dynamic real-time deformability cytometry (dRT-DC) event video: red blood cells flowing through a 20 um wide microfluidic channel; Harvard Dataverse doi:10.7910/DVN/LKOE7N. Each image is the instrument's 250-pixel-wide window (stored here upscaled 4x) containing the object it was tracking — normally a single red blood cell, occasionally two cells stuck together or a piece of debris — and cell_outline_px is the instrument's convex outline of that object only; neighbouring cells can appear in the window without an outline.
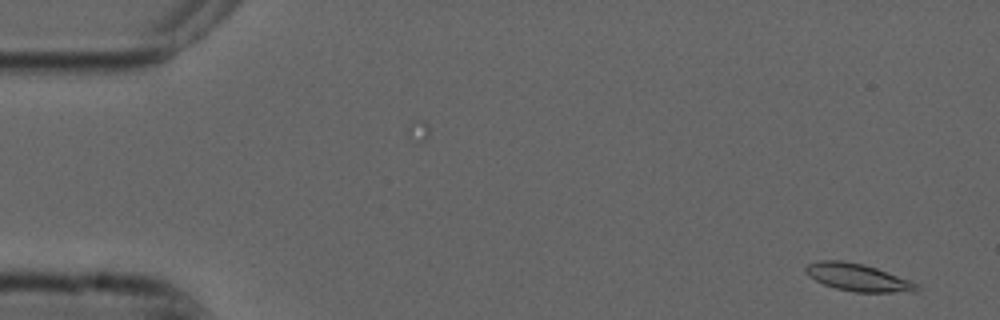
{"species": "common noctule bat (a hibernating species)", "species_latin": "Nyctalus noctula", "temperature_condition": "cold", "stored_images_in_passage": 54, "camera_frame_rate_fps": 3000, "um_per_image_px": 0.085, "animal": {"sex": "male", "forearm_length_mm": 52.5}, "frame": {"image": 1, "passage_image": 2, "time_ms": 0.333, "image_size_px": [1000, 320], "cell_outline_px": [[920, 288], [916, 292], [856, 292], [836, 288], [824, 284], [808, 276], [804, 272], [804, 268], [808, 264], [820, 260], [840, 260], [864, 264], [876, 268], [920, 284]], "centroid_in_image_um": [72.92, 23.58], "position_along_channel_um": 12.1, "area_um2": 17.74}}
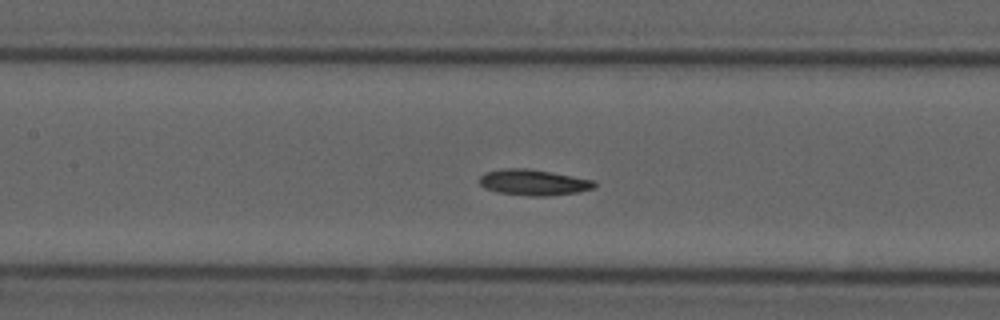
{"frame": {"image": 2, "passage_image": 24, "time_ms": 7.667, "image_size_px": [1000, 320], "cell_outline_px": [[596, 184], [592, 188], [576, 192], [548, 196], [528, 196], [496, 192], [484, 188], [480, 184], [480, 176], [484, 172], [504, 168], [528, 168], [552, 172], [596, 180]], "centroid_in_image_um": [45.32, 15.5], "position_along_channel_um": 162.1, "area_um2": 17.46}}
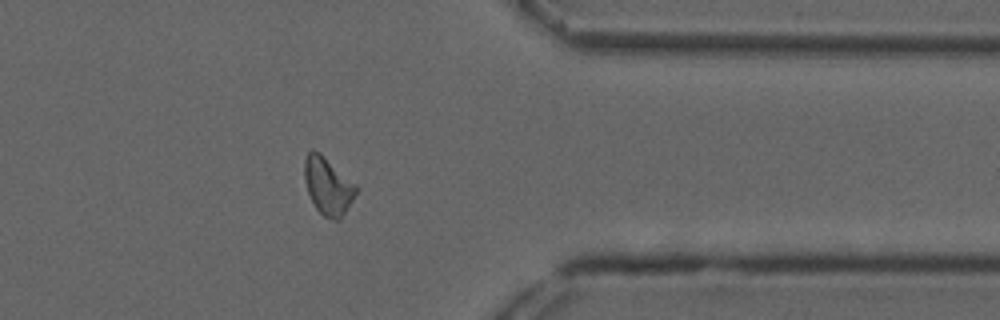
{"frame": {"image": 3, "passage_image": 43, "time_ms": 14.0, "image_size_px": [1000, 320], "cell_outline_px": [[356, 192], [352, 200], [340, 220], [332, 220], [324, 216], [316, 208], [308, 192], [304, 180], [304, 160], [308, 152], [312, 148], [320, 152], [356, 184]], "centroid_in_image_um": [27.85, 15.78], "position_along_channel_um": 383.5, "area_um2": 17.17}, "authors_computed_cell_mechanics": {"area_um2": 16.9354, "velocity_mm_per_s": 3.7137, "shape_relaxation_time_tau1_ms": null, "shape_relaxation_time_tau2_ms": 6.6732, "deformation_change_tau1": null, "deformation_change_tau2": 0.1003}}